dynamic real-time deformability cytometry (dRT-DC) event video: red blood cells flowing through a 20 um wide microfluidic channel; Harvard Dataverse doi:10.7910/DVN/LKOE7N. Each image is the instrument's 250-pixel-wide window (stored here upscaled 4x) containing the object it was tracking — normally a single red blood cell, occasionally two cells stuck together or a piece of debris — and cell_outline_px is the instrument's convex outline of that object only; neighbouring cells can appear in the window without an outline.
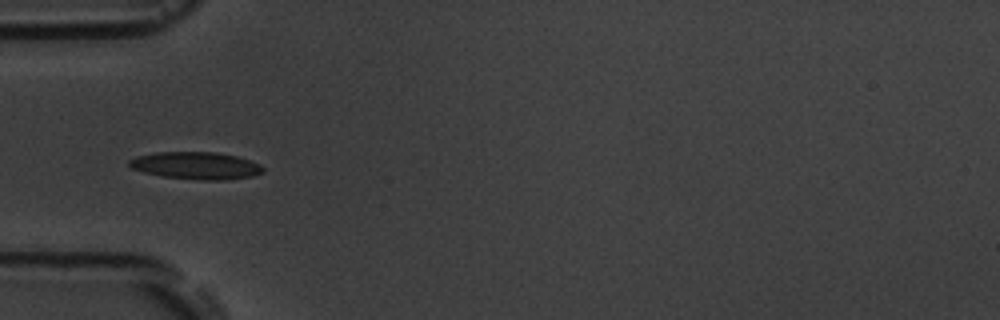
{"species": "common noctule bat (a hibernating species)", "species_latin": "Nyctalus noctula", "temperature_condition": "room temperature", "stored_images_in_passage": 11, "camera_frame_rate_fps": 3000, "um_per_image_px": 0.085, "animal": {"sex": "male", "body_mass_g": 19.5, "forearm_length_mm": 54.6}, "frame": {"image": 1, "passage_image": 5, "time_ms": 5.667, "image_size_px": [1000, 320], "cell_outline_px": [[264, 172], [252, 176], [224, 180], [200, 180], [160, 176], [144, 172], [132, 168], [128, 164], [128, 160], [136, 156], [156, 152], [216, 152], [236, 156], [260, 164], [264, 168]], "centroid_in_image_um": [16.65, 14.07], "position_along_channel_um": 68.4, "area_um2": 21.33}}
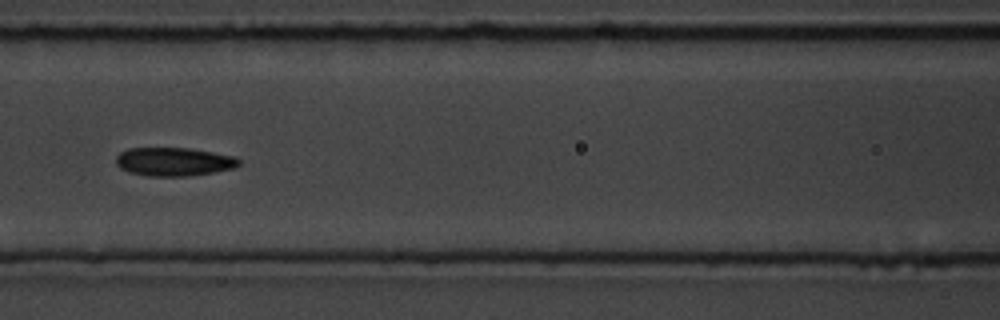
{"frame": {"image": 2, "passage_image": 7, "time_ms": 8.0, "image_size_px": [1000, 320], "cell_outline_px": [[240, 164], [236, 168], [188, 176], [148, 176], [128, 172], [120, 168], [116, 164], [116, 156], [120, 152], [128, 148], [188, 148], [236, 156], [240, 160]], "centroid_in_image_um": [14.78, 13.74], "position_along_channel_um": 151.8, "area_um2": 20.52}}
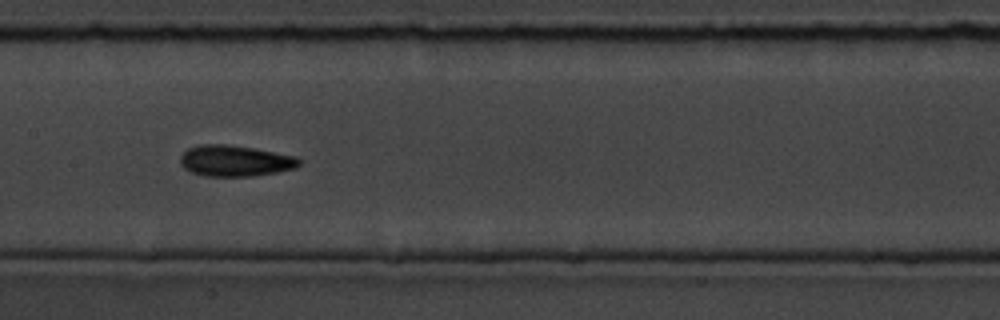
{"frame": {"image": 3, "passage_image": 8, "time_ms": 9.0, "image_size_px": [1000, 320], "cell_outline_px": [[300, 164], [296, 168], [276, 172], [252, 176], [204, 176], [192, 172], [184, 168], [180, 164], [180, 156], [188, 148], [200, 144], [224, 144], [252, 148], [296, 156], [300, 160]], "centroid_in_image_um": [19.96, 13.67], "position_along_channel_um": 187.4, "area_um2": 21.44}}